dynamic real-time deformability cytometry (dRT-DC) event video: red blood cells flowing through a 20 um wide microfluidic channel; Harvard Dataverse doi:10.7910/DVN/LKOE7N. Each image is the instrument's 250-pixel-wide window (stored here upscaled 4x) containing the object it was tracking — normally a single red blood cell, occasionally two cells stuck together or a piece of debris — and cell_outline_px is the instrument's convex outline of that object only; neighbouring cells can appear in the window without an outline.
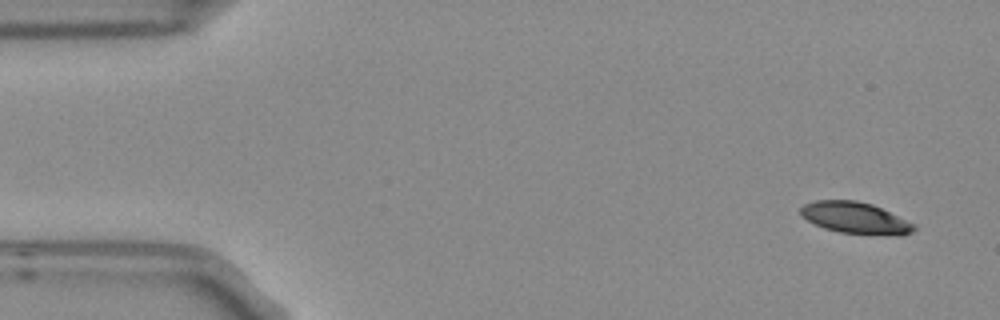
{"species": "Egyptian fruit bat (a non-hibernating species)", "species_latin": "Rousettus aegyptiacus", "temperature_condition": "room temperature", "stored_images_in_passage": 5, "camera_frame_rate_fps": 3000, "um_per_image_px": 0.085, "frame": {"image": 1, "passage_image": 1, "time_ms": 0.0, "image_size_px": [1000, 320], "cell_outline_px": [[916, 228], [912, 232], [904, 236], [896, 236], [840, 232], [824, 228], [800, 216], [800, 208], [804, 204], [816, 200], [856, 200], [872, 204], [916, 224]], "centroid_in_image_um": [72.73, 18.53], "position_along_channel_um": 12.3, "area_um2": 20.92}}
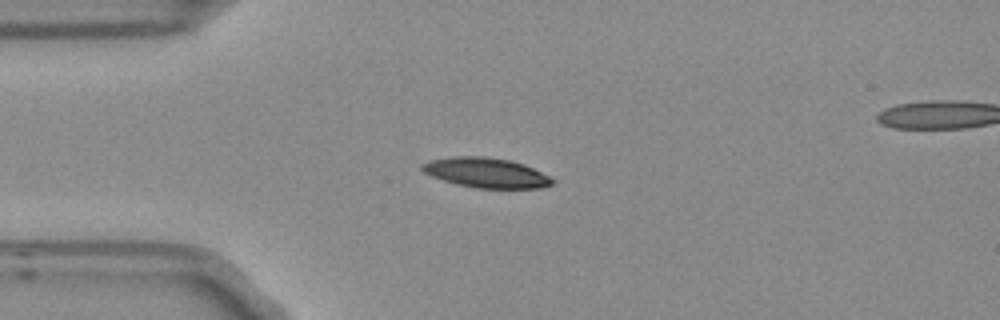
{"frame": {"image": 2, "passage_image": 4, "time_ms": 1.0, "image_size_px": [1000, 320], "cell_outline_px": [[556, 180], [552, 184], [544, 188], [476, 188], [456, 184], [432, 176], [424, 172], [420, 168], [420, 164], [428, 160], [452, 156], [480, 156], [508, 160], [524, 164]], "centroid_in_image_um": [41.29, 14.68], "position_along_channel_um": 43.7, "area_um2": 22.66}}